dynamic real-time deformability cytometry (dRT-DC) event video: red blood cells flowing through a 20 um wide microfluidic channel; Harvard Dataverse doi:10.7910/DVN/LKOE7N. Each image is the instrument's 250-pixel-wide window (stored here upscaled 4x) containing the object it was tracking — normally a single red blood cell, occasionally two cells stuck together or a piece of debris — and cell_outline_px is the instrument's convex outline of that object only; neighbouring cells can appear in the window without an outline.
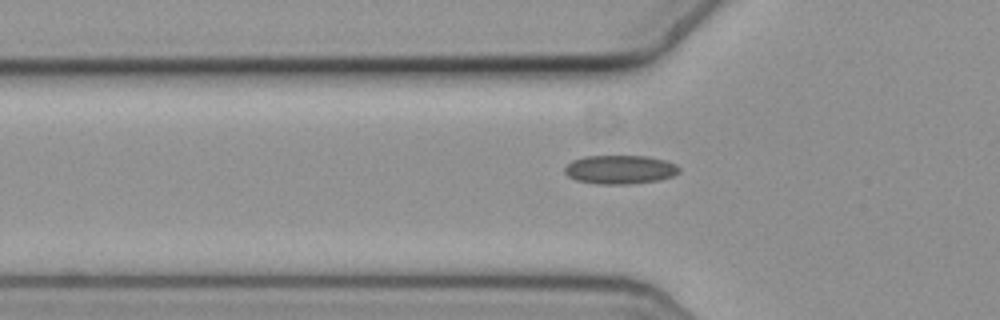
{"species": "common noctule bat (a hibernating species)", "species_latin": "Nyctalus noctula", "temperature_condition": "cold", "stored_images_in_passage": 42, "segment_of_instrument_passage": [1, 2], "camera_frame_rate_fps": 3000, "um_per_image_px": 0.085, "animal": {"sex": "female", "body_mass_g": 19.3, "forearm_length_mm": 54.1}, "frame": {"image": 1, "passage_image": 3, "time_ms": 0.667, "image_size_px": [1000, 320], "cell_outline_px": [[680, 172], [672, 176], [656, 180], [632, 184], [596, 184], [576, 180], [568, 176], [564, 172], [564, 168], [572, 160], [584, 156], [648, 156], [664, 160], [676, 164], [680, 168]], "centroid_in_image_um": [52.69, 14.41], "position_along_channel_um": 73.1, "area_um2": 19.25}}
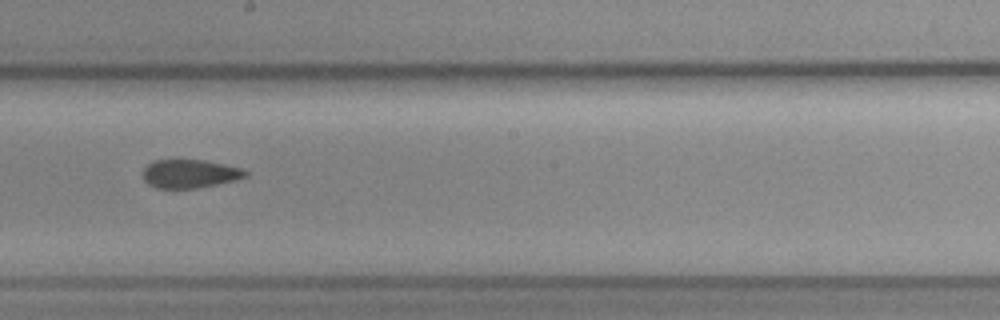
{"frame": {"image": 2, "passage_image": 16, "time_ms": 5.0, "image_size_px": [1000, 320], "cell_outline_px": [[248, 176], [236, 180], [196, 188], [156, 188], [148, 184], [144, 180], [140, 172], [152, 160], [204, 160], [224, 164], [240, 168], [248, 172]], "centroid_in_image_um": [16.09, 14.76], "position_along_channel_um": 232.1, "area_um2": 17.11}}
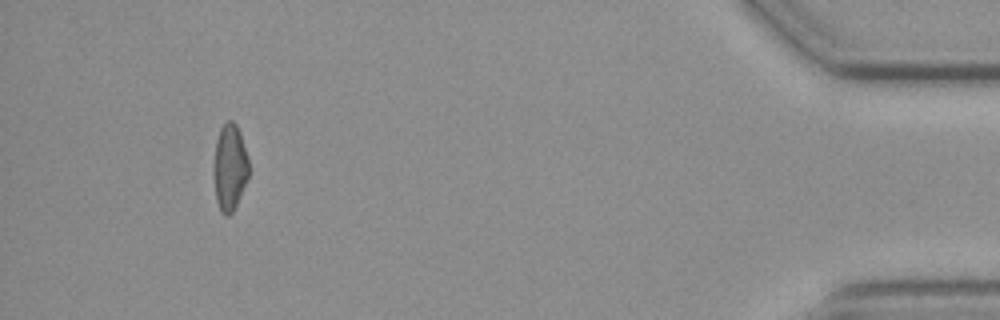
{"frame": {"image": 3, "passage_image": 37, "time_ms": 12.0, "image_size_px": [1000, 320], "cell_outline_px": [[248, 176], [240, 196], [232, 212], [228, 216], [224, 216], [220, 212], [216, 200], [212, 168], [216, 140], [220, 128], [228, 120], [232, 120], [236, 124], [240, 132], [248, 156]], "centroid_in_image_um": [19.5, 14.22], "position_along_channel_um": 415.7, "area_um2": 17.92}}